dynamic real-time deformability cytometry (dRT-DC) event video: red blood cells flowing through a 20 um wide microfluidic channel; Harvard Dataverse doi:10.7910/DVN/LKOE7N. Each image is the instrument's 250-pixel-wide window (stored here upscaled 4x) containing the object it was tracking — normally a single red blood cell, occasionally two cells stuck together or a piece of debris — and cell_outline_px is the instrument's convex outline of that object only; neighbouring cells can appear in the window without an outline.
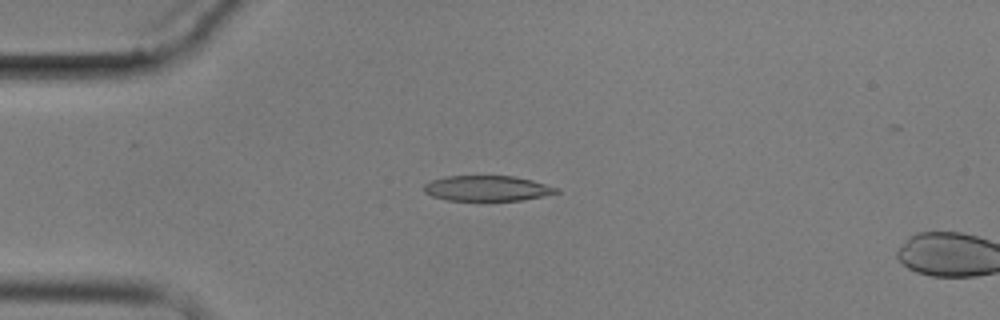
{"species": "common noctule bat (a hibernating species)", "species_latin": "Nyctalus noctula", "temperature_condition": "cold", "stored_images_in_passage": 5, "camera_frame_rate_fps": 3000, "um_per_image_px": 0.085, "animal": {"sex": "male", "body_mass_g": 17.9}, "frame": {"image": 1, "passage_image": 4, "time_ms": 3.333, "image_size_px": [1000, 320], "cell_outline_px": [[560, 192], [544, 196], [524, 200], [448, 200], [432, 196], [424, 192], [424, 184], [432, 180], [444, 176], [512, 176], [532, 180], [560, 188]], "centroid_in_image_um": [41.43, 16.0], "position_along_channel_um": 43.6, "area_um2": 19.59}}